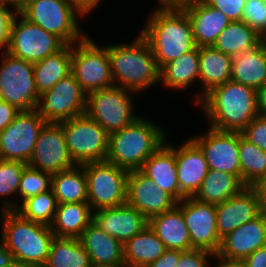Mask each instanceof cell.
Wrapping results in <instances>:
<instances>
[{"label":"cell","instance_id":"6da1fadb","mask_svg":"<svg viewBox=\"0 0 266 267\" xmlns=\"http://www.w3.org/2000/svg\"><path fill=\"white\" fill-rule=\"evenodd\" d=\"M211 128L241 132L257 115V90L229 80L214 87L199 102Z\"/></svg>","mask_w":266,"mask_h":267},{"label":"cell","instance_id":"7a4b0ae2","mask_svg":"<svg viewBox=\"0 0 266 267\" xmlns=\"http://www.w3.org/2000/svg\"><path fill=\"white\" fill-rule=\"evenodd\" d=\"M140 34L148 42L161 69L196 46L192 23L183 9H155Z\"/></svg>","mask_w":266,"mask_h":267},{"label":"cell","instance_id":"3957f363","mask_svg":"<svg viewBox=\"0 0 266 267\" xmlns=\"http://www.w3.org/2000/svg\"><path fill=\"white\" fill-rule=\"evenodd\" d=\"M131 44L106 45L115 87L142 92L160 82V68L145 38L138 34Z\"/></svg>","mask_w":266,"mask_h":267},{"label":"cell","instance_id":"277c9868","mask_svg":"<svg viewBox=\"0 0 266 267\" xmlns=\"http://www.w3.org/2000/svg\"><path fill=\"white\" fill-rule=\"evenodd\" d=\"M2 236L15 262L22 267H44L55 234L51 227L22 217L15 210L1 211Z\"/></svg>","mask_w":266,"mask_h":267},{"label":"cell","instance_id":"5b68a950","mask_svg":"<svg viewBox=\"0 0 266 267\" xmlns=\"http://www.w3.org/2000/svg\"><path fill=\"white\" fill-rule=\"evenodd\" d=\"M163 128L144 117L109 134L106 161L128 171L140 170L144 162L166 141Z\"/></svg>","mask_w":266,"mask_h":267},{"label":"cell","instance_id":"8992f818","mask_svg":"<svg viewBox=\"0 0 266 267\" xmlns=\"http://www.w3.org/2000/svg\"><path fill=\"white\" fill-rule=\"evenodd\" d=\"M19 14L30 23L58 36L67 45L78 43L87 36L77 24L78 17L83 15L69 0H38Z\"/></svg>","mask_w":266,"mask_h":267},{"label":"cell","instance_id":"52a82bcc","mask_svg":"<svg viewBox=\"0 0 266 267\" xmlns=\"http://www.w3.org/2000/svg\"><path fill=\"white\" fill-rule=\"evenodd\" d=\"M82 166L87 178V202L92 211L126 204L128 170L106 160Z\"/></svg>","mask_w":266,"mask_h":267},{"label":"cell","instance_id":"ba28073f","mask_svg":"<svg viewBox=\"0 0 266 267\" xmlns=\"http://www.w3.org/2000/svg\"><path fill=\"white\" fill-rule=\"evenodd\" d=\"M71 74L88 95L114 86L107 47H99L89 35L72 45Z\"/></svg>","mask_w":266,"mask_h":267},{"label":"cell","instance_id":"9c48e42d","mask_svg":"<svg viewBox=\"0 0 266 267\" xmlns=\"http://www.w3.org/2000/svg\"><path fill=\"white\" fill-rule=\"evenodd\" d=\"M59 124L76 165L106 160L109 134L95 120L83 114Z\"/></svg>","mask_w":266,"mask_h":267},{"label":"cell","instance_id":"30bf717a","mask_svg":"<svg viewBox=\"0 0 266 267\" xmlns=\"http://www.w3.org/2000/svg\"><path fill=\"white\" fill-rule=\"evenodd\" d=\"M135 93L121 87H110L87 95L85 114L95 120L108 134L132 124L135 116L132 96Z\"/></svg>","mask_w":266,"mask_h":267},{"label":"cell","instance_id":"8fae6325","mask_svg":"<svg viewBox=\"0 0 266 267\" xmlns=\"http://www.w3.org/2000/svg\"><path fill=\"white\" fill-rule=\"evenodd\" d=\"M0 65V100L20 111L37 109L40 96L35 88L33 63L2 53Z\"/></svg>","mask_w":266,"mask_h":267},{"label":"cell","instance_id":"7c38bea8","mask_svg":"<svg viewBox=\"0 0 266 267\" xmlns=\"http://www.w3.org/2000/svg\"><path fill=\"white\" fill-rule=\"evenodd\" d=\"M66 45L61 38L30 23L19 13L14 16L7 50L14 57L34 64L57 53Z\"/></svg>","mask_w":266,"mask_h":267},{"label":"cell","instance_id":"4fadbf2b","mask_svg":"<svg viewBox=\"0 0 266 267\" xmlns=\"http://www.w3.org/2000/svg\"><path fill=\"white\" fill-rule=\"evenodd\" d=\"M45 123L37 109L20 111L13 122L0 131V159L28 164Z\"/></svg>","mask_w":266,"mask_h":267},{"label":"cell","instance_id":"5bb4252c","mask_svg":"<svg viewBox=\"0 0 266 267\" xmlns=\"http://www.w3.org/2000/svg\"><path fill=\"white\" fill-rule=\"evenodd\" d=\"M87 94L70 73L40 96L37 111L46 122L60 123L85 114Z\"/></svg>","mask_w":266,"mask_h":267},{"label":"cell","instance_id":"9a60e30c","mask_svg":"<svg viewBox=\"0 0 266 267\" xmlns=\"http://www.w3.org/2000/svg\"><path fill=\"white\" fill-rule=\"evenodd\" d=\"M189 231L192 249L216 255L221 245L216 221V205L186 197L177 203Z\"/></svg>","mask_w":266,"mask_h":267},{"label":"cell","instance_id":"2e32d148","mask_svg":"<svg viewBox=\"0 0 266 267\" xmlns=\"http://www.w3.org/2000/svg\"><path fill=\"white\" fill-rule=\"evenodd\" d=\"M27 165L51 174L76 166L69 154L64 130L59 123L46 122L43 125Z\"/></svg>","mask_w":266,"mask_h":267},{"label":"cell","instance_id":"e0dca14e","mask_svg":"<svg viewBox=\"0 0 266 267\" xmlns=\"http://www.w3.org/2000/svg\"><path fill=\"white\" fill-rule=\"evenodd\" d=\"M208 128L204 135L191 138L203 151L208 169L234 174L241 179L240 132Z\"/></svg>","mask_w":266,"mask_h":267},{"label":"cell","instance_id":"ac0fdd59","mask_svg":"<svg viewBox=\"0 0 266 267\" xmlns=\"http://www.w3.org/2000/svg\"><path fill=\"white\" fill-rule=\"evenodd\" d=\"M264 211L257 187H246L237 195L216 205V221L222 239L241 225L255 219Z\"/></svg>","mask_w":266,"mask_h":267},{"label":"cell","instance_id":"d6986e66","mask_svg":"<svg viewBox=\"0 0 266 267\" xmlns=\"http://www.w3.org/2000/svg\"><path fill=\"white\" fill-rule=\"evenodd\" d=\"M266 246V210L222 238L218 261L242 262L257 249Z\"/></svg>","mask_w":266,"mask_h":267},{"label":"cell","instance_id":"ffe728a7","mask_svg":"<svg viewBox=\"0 0 266 267\" xmlns=\"http://www.w3.org/2000/svg\"><path fill=\"white\" fill-rule=\"evenodd\" d=\"M177 201L141 170L129 171L126 204L136 208L148 220L173 209Z\"/></svg>","mask_w":266,"mask_h":267},{"label":"cell","instance_id":"44dd1931","mask_svg":"<svg viewBox=\"0 0 266 267\" xmlns=\"http://www.w3.org/2000/svg\"><path fill=\"white\" fill-rule=\"evenodd\" d=\"M92 222L123 245L149 225V220L128 204L96 210Z\"/></svg>","mask_w":266,"mask_h":267},{"label":"cell","instance_id":"7402d4cb","mask_svg":"<svg viewBox=\"0 0 266 267\" xmlns=\"http://www.w3.org/2000/svg\"><path fill=\"white\" fill-rule=\"evenodd\" d=\"M180 201L194 197L208 173V164L201 148L192 140L175 147Z\"/></svg>","mask_w":266,"mask_h":267},{"label":"cell","instance_id":"603a6c76","mask_svg":"<svg viewBox=\"0 0 266 267\" xmlns=\"http://www.w3.org/2000/svg\"><path fill=\"white\" fill-rule=\"evenodd\" d=\"M183 10L191 20L193 38L199 48L213 46L219 34L231 22L224 13L205 0H194Z\"/></svg>","mask_w":266,"mask_h":267},{"label":"cell","instance_id":"cb8c5ba5","mask_svg":"<svg viewBox=\"0 0 266 267\" xmlns=\"http://www.w3.org/2000/svg\"><path fill=\"white\" fill-rule=\"evenodd\" d=\"M92 267L124 265L123 244L91 222L79 237Z\"/></svg>","mask_w":266,"mask_h":267},{"label":"cell","instance_id":"d4e9b609","mask_svg":"<svg viewBox=\"0 0 266 267\" xmlns=\"http://www.w3.org/2000/svg\"><path fill=\"white\" fill-rule=\"evenodd\" d=\"M166 142L144 162L140 170L151 178L160 189L180 202L175 146Z\"/></svg>","mask_w":266,"mask_h":267},{"label":"cell","instance_id":"484cf974","mask_svg":"<svg viewBox=\"0 0 266 267\" xmlns=\"http://www.w3.org/2000/svg\"><path fill=\"white\" fill-rule=\"evenodd\" d=\"M231 69L232 56L223 54L212 46L199 48V81L202 91L194 97L197 104L214 87L231 80Z\"/></svg>","mask_w":266,"mask_h":267},{"label":"cell","instance_id":"4316f807","mask_svg":"<svg viewBox=\"0 0 266 267\" xmlns=\"http://www.w3.org/2000/svg\"><path fill=\"white\" fill-rule=\"evenodd\" d=\"M149 226L167 249L192 250L190 235L183 212L177 205L169 211L151 217L149 219Z\"/></svg>","mask_w":266,"mask_h":267},{"label":"cell","instance_id":"83f0119b","mask_svg":"<svg viewBox=\"0 0 266 267\" xmlns=\"http://www.w3.org/2000/svg\"><path fill=\"white\" fill-rule=\"evenodd\" d=\"M231 80L254 90L266 83V55L261 42L232 57Z\"/></svg>","mask_w":266,"mask_h":267},{"label":"cell","instance_id":"f1b7e54d","mask_svg":"<svg viewBox=\"0 0 266 267\" xmlns=\"http://www.w3.org/2000/svg\"><path fill=\"white\" fill-rule=\"evenodd\" d=\"M167 250L164 243L148 225L123 245L124 265L147 267Z\"/></svg>","mask_w":266,"mask_h":267},{"label":"cell","instance_id":"f546056e","mask_svg":"<svg viewBox=\"0 0 266 267\" xmlns=\"http://www.w3.org/2000/svg\"><path fill=\"white\" fill-rule=\"evenodd\" d=\"M93 221V211L88 202L58 204L53 223L55 237L79 238Z\"/></svg>","mask_w":266,"mask_h":267},{"label":"cell","instance_id":"4dcf8cb0","mask_svg":"<svg viewBox=\"0 0 266 267\" xmlns=\"http://www.w3.org/2000/svg\"><path fill=\"white\" fill-rule=\"evenodd\" d=\"M72 45L33 64L35 88L41 96L71 73Z\"/></svg>","mask_w":266,"mask_h":267},{"label":"cell","instance_id":"1f68e13d","mask_svg":"<svg viewBox=\"0 0 266 267\" xmlns=\"http://www.w3.org/2000/svg\"><path fill=\"white\" fill-rule=\"evenodd\" d=\"M199 81V47L182 54L160 69V83L170 89L187 90Z\"/></svg>","mask_w":266,"mask_h":267},{"label":"cell","instance_id":"d6a6232c","mask_svg":"<svg viewBox=\"0 0 266 267\" xmlns=\"http://www.w3.org/2000/svg\"><path fill=\"white\" fill-rule=\"evenodd\" d=\"M247 186L234 174L208 170L194 198L209 204H220L240 193Z\"/></svg>","mask_w":266,"mask_h":267},{"label":"cell","instance_id":"836d02e7","mask_svg":"<svg viewBox=\"0 0 266 267\" xmlns=\"http://www.w3.org/2000/svg\"><path fill=\"white\" fill-rule=\"evenodd\" d=\"M261 36L243 21H232L219 34L213 48L229 56L240 53L257 46Z\"/></svg>","mask_w":266,"mask_h":267},{"label":"cell","instance_id":"e575fe53","mask_svg":"<svg viewBox=\"0 0 266 267\" xmlns=\"http://www.w3.org/2000/svg\"><path fill=\"white\" fill-rule=\"evenodd\" d=\"M51 188L58 204L87 202V178L82 165L52 174Z\"/></svg>","mask_w":266,"mask_h":267},{"label":"cell","instance_id":"d590c367","mask_svg":"<svg viewBox=\"0 0 266 267\" xmlns=\"http://www.w3.org/2000/svg\"><path fill=\"white\" fill-rule=\"evenodd\" d=\"M44 267H92L79 238L54 237Z\"/></svg>","mask_w":266,"mask_h":267},{"label":"cell","instance_id":"8d00e7d4","mask_svg":"<svg viewBox=\"0 0 266 267\" xmlns=\"http://www.w3.org/2000/svg\"><path fill=\"white\" fill-rule=\"evenodd\" d=\"M239 161L241 180L248 187H258L266 179V151L246 140L240 132Z\"/></svg>","mask_w":266,"mask_h":267},{"label":"cell","instance_id":"74e56055","mask_svg":"<svg viewBox=\"0 0 266 267\" xmlns=\"http://www.w3.org/2000/svg\"><path fill=\"white\" fill-rule=\"evenodd\" d=\"M57 207L58 202L51 188L24 200L15 211L25 219L50 226L53 223Z\"/></svg>","mask_w":266,"mask_h":267},{"label":"cell","instance_id":"f35d334b","mask_svg":"<svg viewBox=\"0 0 266 267\" xmlns=\"http://www.w3.org/2000/svg\"><path fill=\"white\" fill-rule=\"evenodd\" d=\"M26 166L24 162L0 159V197H5L2 211L17 208V203L7 197L17 194L20 178Z\"/></svg>","mask_w":266,"mask_h":267},{"label":"cell","instance_id":"ab89813d","mask_svg":"<svg viewBox=\"0 0 266 267\" xmlns=\"http://www.w3.org/2000/svg\"><path fill=\"white\" fill-rule=\"evenodd\" d=\"M52 184V174L34 169L33 167L27 165L20 178V186L17 195L21 202H17V207L24 201L34 195L46 192L51 189Z\"/></svg>","mask_w":266,"mask_h":267},{"label":"cell","instance_id":"60d3db41","mask_svg":"<svg viewBox=\"0 0 266 267\" xmlns=\"http://www.w3.org/2000/svg\"><path fill=\"white\" fill-rule=\"evenodd\" d=\"M242 21L260 36L266 35V4L264 0H246Z\"/></svg>","mask_w":266,"mask_h":267},{"label":"cell","instance_id":"b9f144b4","mask_svg":"<svg viewBox=\"0 0 266 267\" xmlns=\"http://www.w3.org/2000/svg\"><path fill=\"white\" fill-rule=\"evenodd\" d=\"M241 135L261 150L266 151V118L257 115L241 131Z\"/></svg>","mask_w":266,"mask_h":267},{"label":"cell","instance_id":"7bdbcfd3","mask_svg":"<svg viewBox=\"0 0 266 267\" xmlns=\"http://www.w3.org/2000/svg\"><path fill=\"white\" fill-rule=\"evenodd\" d=\"M209 5L217 8L232 21H242L246 0H205Z\"/></svg>","mask_w":266,"mask_h":267},{"label":"cell","instance_id":"ee69618b","mask_svg":"<svg viewBox=\"0 0 266 267\" xmlns=\"http://www.w3.org/2000/svg\"><path fill=\"white\" fill-rule=\"evenodd\" d=\"M209 256L215 257L214 254L206 250L192 249L181 251V256L176 267H209Z\"/></svg>","mask_w":266,"mask_h":267},{"label":"cell","instance_id":"f6af8a7d","mask_svg":"<svg viewBox=\"0 0 266 267\" xmlns=\"http://www.w3.org/2000/svg\"><path fill=\"white\" fill-rule=\"evenodd\" d=\"M16 14L15 10H10V5H0V50L3 52H7L8 50L10 28Z\"/></svg>","mask_w":266,"mask_h":267},{"label":"cell","instance_id":"bcb514c9","mask_svg":"<svg viewBox=\"0 0 266 267\" xmlns=\"http://www.w3.org/2000/svg\"><path fill=\"white\" fill-rule=\"evenodd\" d=\"M181 256L180 250L167 249L156 261L147 267H176Z\"/></svg>","mask_w":266,"mask_h":267},{"label":"cell","instance_id":"7dc6e473","mask_svg":"<svg viewBox=\"0 0 266 267\" xmlns=\"http://www.w3.org/2000/svg\"><path fill=\"white\" fill-rule=\"evenodd\" d=\"M20 112L14 105L0 100V131L4 130Z\"/></svg>","mask_w":266,"mask_h":267},{"label":"cell","instance_id":"c3c4849f","mask_svg":"<svg viewBox=\"0 0 266 267\" xmlns=\"http://www.w3.org/2000/svg\"><path fill=\"white\" fill-rule=\"evenodd\" d=\"M241 263L245 267H266V246L257 249Z\"/></svg>","mask_w":266,"mask_h":267},{"label":"cell","instance_id":"681fc988","mask_svg":"<svg viewBox=\"0 0 266 267\" xmlns=\"http://www.w3.org/2000/svg\"><path fill=\"white\" fill-rule=\"evenodd\" d=\"M72 5L85 17L100 4L101 0H69Z\"/></svg>","mask_w":266,"mask_h":267},{"label":"cell","instance_id":"f907efd6","mask_svg":"<svg viewBox=\"0 0 266 267\" xmlns=\"http://www.w3.org/2000/svg\"><path fill=\"white\" fill-rule=\"evenodd\" d=\"M16 264L13 254L8 250L4 237L0 241V267H9Z\"/></svg>","mask_w":266,"mask_h":267},{"label":"cell","instance_id":"816d5d0a","mask_svg":"<svg viewBox=\"0 0 266 267\" xmlns=\"http://www.w3.org/2000/svg\"><path fill=\"white\" fill-rule=\"evenodd\" d=\"M194 0H158V9H185Z\"/></svg>","mask_w":266,"mask_h":267},{"label":"cell","instance_id":"f5cc1de1","mask_svg":"<svg viewBox=\"0 0 266 267\" xmlns=\"http://www.w3.org/2000/svg\"><path fill=\"white\" fill-rule=\"evenodd\" d=\"M258 115L266 118V83L257 90Z\"/></svg>","mask_w":266,"mask_h":267},{"label":"cell","instance_id":"db71d44e","mask_svg":"<svg viewBox=\"0 0 266 267\" xmlns=\"http://www.w3.org/2000/svg\"><path fill=\"white\" fill-rule=\"evenodd\" d=\"M35 1L38 0H8V5H10L11 9L15 10L16 13H20L24 8Z\"/></svg>","mask_w":266,"mask_h":267},{"label":"cell","instance_id":"11a10c76","mask_svg":"<svg viewBox=\"0 0 266 267\" xmlns=\"http://www.w3.org/2000/svg\"><path fill=\"white\" fill-rule=\"evenodd\" d=\"M257 188L261 193L264 210H266V179Z\"/></svg>","mask_w":266,"mask_h":267},{"label":"cell","instance_id":"9f6ffc18","mask_svg":"<svg viewBox=\"0 0 266 267\" xmlns=\"http://www.w3.org/2000/svg\"><path fill=\"white\" fill-rule=\"evenodd\" d=\"M216 265V267H245L241 262L218 261Z\"/></svg>","mask_w":266,"mask_h":267},{"label":"cell","instance_id":"6f0895ef","mask_svg":"<svg viewBox=\"0 0 266 267\" xmlns=\"http://www.w3.org/2000/svg\"><path fill=\"white\" fill-rule=\"evenodd\" d=\"M261 45L263 50L265 51V55H266V35L265 36H261Z\"/></svg>","mask_w":266,"mask_h":267},{"label":"cell","instance_id":"680465c9","mask_svg":"<svg viewBox=\"0 0 266 267\" xmlns=\"http://www.w3.org/2000/svg\"><path fill=\"white\" fill-rule=\"evenodd\" d=\"M8 4V0H0V5H7Z\"/></svg>","mask_w":266,"mask_h":267},{"label":"cell","instance_id":"91938a15","mask_svg":"<svg viewBox=\"0 0 266 267\" xmlns=\"http://www.w3.org/2000/svg\"><path fill=\"white\" fill-rule=\"evenodd\" d=\"M9 267H22L20 265H18L17 263L14 266H9Z\"/></svg>","mask_w":266,"mask_h":267},{"label":"cell","instance_id":"94428289","mask_svg":"<svg viewBox=\"0 0 266 267\" xmlns=\"http://www.w3.org/2000/svg\"><path fill=\"white\" fill-rule=\"evenodd\" d=\"M114 267H127L125 265H118V266H114Z\"/></svg>","mask_w":266,"mask_h":267}]
</instances>
